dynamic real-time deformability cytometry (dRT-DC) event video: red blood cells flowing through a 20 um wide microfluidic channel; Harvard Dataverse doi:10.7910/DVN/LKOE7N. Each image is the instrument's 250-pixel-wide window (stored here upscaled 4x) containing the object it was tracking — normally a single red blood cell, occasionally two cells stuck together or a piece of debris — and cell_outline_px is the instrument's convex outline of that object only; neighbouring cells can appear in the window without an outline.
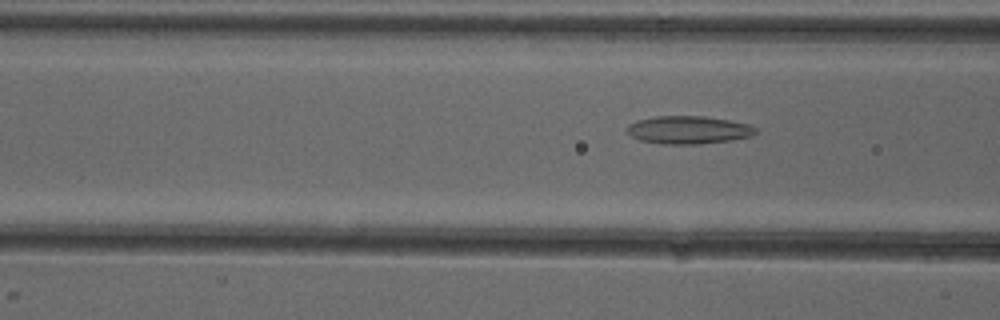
{"species": "common noctule bat (a hibernating species)", "species_latin": "Nyctalus noctula", "temperature_condition": "cold", "stored_images_in_passage": 6, "camera_frame_rate_fps": 3000, "um_per_image_px": 0.085, "animal": {"sex": "female"}, "frame": {"image": 1, "passage_image": 6, "time_ms": 6.333, "image_size_px": [1000, 320], "cell_outline_px": [[756, 132], [752, 136], [732, 140], [700, 144], [660, 144], [640, 140], [632, 136], [628, 132], [628, 124], [636, 120], [656, 116], [704, 116], [728, 120], [748, 124], [756, 128]], "centroid_in_image_um": [58.51, 11.04], "position_along_channel_um": 108.1, "area_um2": 20.92}}